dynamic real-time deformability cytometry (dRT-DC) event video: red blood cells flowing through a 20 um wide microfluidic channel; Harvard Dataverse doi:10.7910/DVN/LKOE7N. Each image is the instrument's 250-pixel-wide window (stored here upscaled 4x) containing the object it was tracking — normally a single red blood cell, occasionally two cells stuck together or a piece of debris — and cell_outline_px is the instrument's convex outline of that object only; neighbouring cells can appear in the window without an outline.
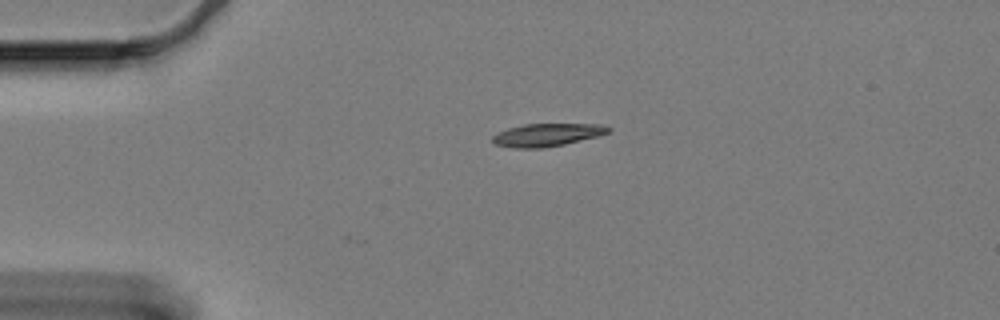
{"species": "Egyptian fruit bat (a non-hibernating species)", "species_latin": "Rousettus aegyptiacus", "temperature_condition": "cold", "stored_images_in_passage": 2, "camera_frame_rate_fps": 3000, "um_per_image_px": 0.085, "animal": {"sex": "female"}, "frame": {"image": 1, "passage_image": 1, "time_ms": 0.0, "image_size_px": [1000, 320], "cell_outline_px": [[612, 128], [608, 132], [600, 136], [564, 144], [544, 148], [516, 148], [496, 144], [492, 140], [492, 136], [508, 128], [524, 124], [600, 124]], "centroid_in_image_um": [46.53, 11.46], "position_along_channel_um": 38.5, "area_um2": 15.32}}